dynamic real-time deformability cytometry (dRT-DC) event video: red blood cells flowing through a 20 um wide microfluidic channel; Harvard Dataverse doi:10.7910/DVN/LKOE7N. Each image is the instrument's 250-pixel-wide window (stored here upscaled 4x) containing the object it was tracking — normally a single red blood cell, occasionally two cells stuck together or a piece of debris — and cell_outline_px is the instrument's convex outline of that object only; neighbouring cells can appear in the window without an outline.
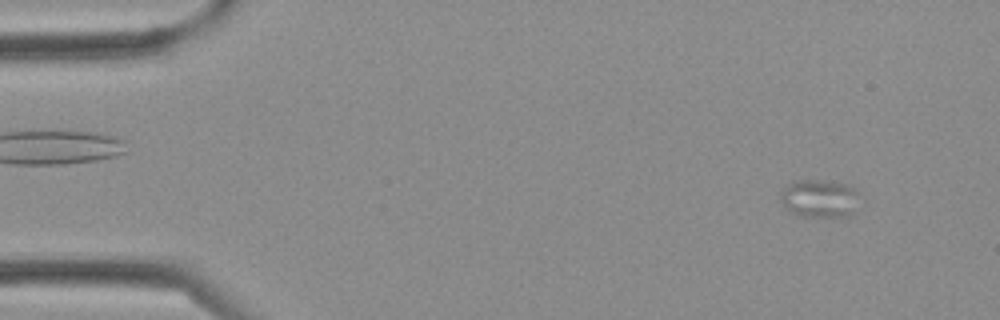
{"species": "Egyptian fruit bat (a non-hibernating species)", "species_latin": "Rousettus aegyptiacus", "temperature_condition": "cold", "stored_images_in_passage": 2, "camera_frame_rate_fps": 3000, "um_per_image_px": 0.085, "frame": {"image": 1, "passage_image": 2, "time_ms": 0.333, "image_size_px": [1000, 320], "cell_outline_px": [[864, 200], [852, 216], [800, 216], [792, 212], [780, 200], [780, 192], [792, 180], [820, 180], [844, 184], [852, 188]], "centroid_in_image_um": [69.73, 16.88], "position_along_channel_um": 15.3, "area_um2": 17.74}}